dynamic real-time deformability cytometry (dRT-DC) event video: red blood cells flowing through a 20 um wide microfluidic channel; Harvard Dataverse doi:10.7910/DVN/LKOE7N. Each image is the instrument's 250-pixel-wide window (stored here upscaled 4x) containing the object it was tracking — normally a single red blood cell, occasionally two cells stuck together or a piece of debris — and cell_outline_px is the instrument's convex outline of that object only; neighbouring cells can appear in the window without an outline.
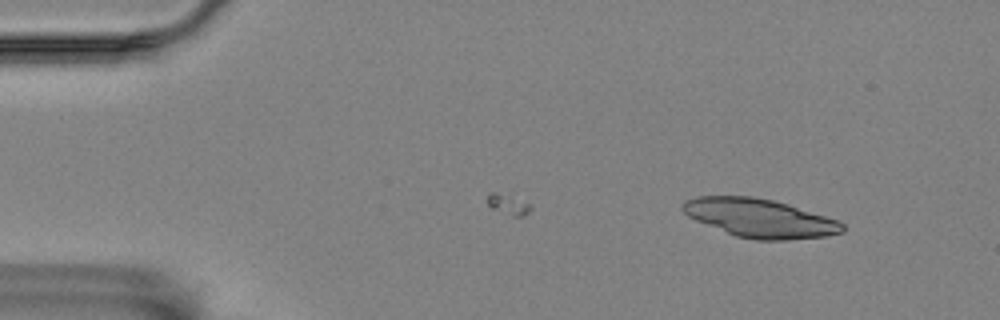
{"species": "Egyptian fruit bat (a non-hibernating species)", "species_latin": "Rousettus aegyptiacus", "temperature_condition": "room temperature", "stored_images_in_passage": 3, "camera_frame_rate_fps": 3000, "um_per_image_px": 0.085, "animal": {"sex": "female"}, "frame": {"image": 1, "passage_image": 1, "time_ms": 0.0, "image_size_px": [1000, 320], "cell_outline_px": [[844, 232], [824, 236], [784, 240], [756, 240], [736, 236], [696, 220], [688, 216], [680, 208], [684, 200], [696, 196], [752, 196], [772, 200], [788, 204], [836, 220], [844, 224]], "centroid_in_image_um": [64.54, 18.53], "position_along_channel_um": 20.5, "area_um2": 35.6}}